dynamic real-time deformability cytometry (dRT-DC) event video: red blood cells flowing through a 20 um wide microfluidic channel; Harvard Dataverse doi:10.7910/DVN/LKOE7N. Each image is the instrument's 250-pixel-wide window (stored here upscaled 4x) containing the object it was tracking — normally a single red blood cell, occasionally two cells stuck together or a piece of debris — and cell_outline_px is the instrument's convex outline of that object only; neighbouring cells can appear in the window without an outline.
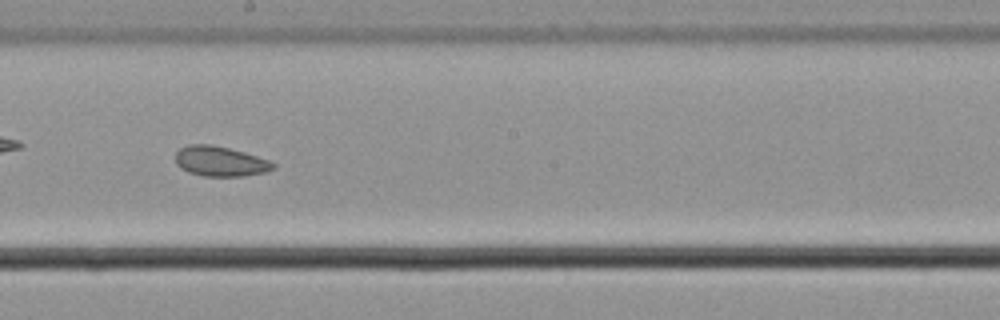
{"species": "common noctule bat (a hibernating species)", "species_latin": "Nyctalus noctula", "temperature_condition": "cold", "stored_images_in_passage": 57, "camera_frame_rate_fps": 3000, "um_per_image_px": 0.085, "animal": {"sex": "male", "body_mass_g": 21.5, "forearm_length_mm": 52.0}, "frame": {"image": 1, "passage_image": 33, "time_ms": 10.667, "image_size_px": [1000, 320], "cell_outline_px": [[276, 168], [264, 172], [244, 176], [204, 176], [188, 172], [180, 168], [176, 164], [176, 152], [180, 148], [188, 144], [212, 144], [244, 152], [268, 160], [276, 164]], "centroid_in_image_um": [18.7, 13.71], "position_along_channel_um": 229.5, "area_um2": 17.11}, "authors_computed_cell_mechanics": {"area_um2": 20.23, "velocity_mm_per_s": 3.6884, "shape_relaxation_time_tau1_ms": null, "shape_relaxation_time_tau2_ms": 2.0982, "deformation_change_tau1": null, "deformation_change_tau2": 0.058}}